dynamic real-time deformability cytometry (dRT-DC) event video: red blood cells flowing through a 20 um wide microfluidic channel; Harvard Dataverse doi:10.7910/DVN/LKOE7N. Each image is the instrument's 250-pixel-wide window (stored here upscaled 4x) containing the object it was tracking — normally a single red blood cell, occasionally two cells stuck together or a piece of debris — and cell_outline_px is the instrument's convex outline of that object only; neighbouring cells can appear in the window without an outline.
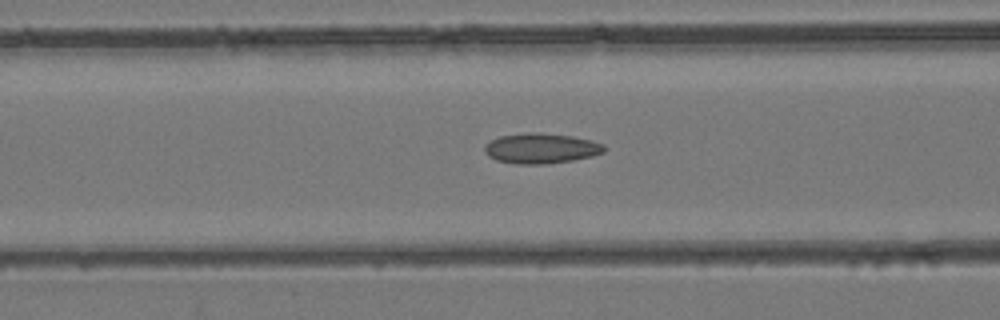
{"species": "common noctule bat (a hibernating species)", "species_latin": "Nyctalus noctula", "temperature_condition": "room temperature", "stored_images_in_passage": 42, "camera_frame_rate_fps": 3000, "um_per_image_px": 0.085, "animal": {"sex": "female", "body_mass_g": 24.6, "forearm_length_mm": 56.2}, "frame": {"image": 1, "passage_image": 17, "time_ms": 5.333, "image_size_px": [1000, 320], "cell_outline_px": [[604, 152], [592, 156], [572, 160], [544, 164], [516, 164], [496, 160], [488, 156], [484, 152], [484, 144], [500, 136], [528, 132], [540, 132], [572, 136], [592, 140], [604, 144]], "centroid_in_image_um": [45.97, 12.6], "position_along_channel_um": 120.6, "area_um2": 21.15}}
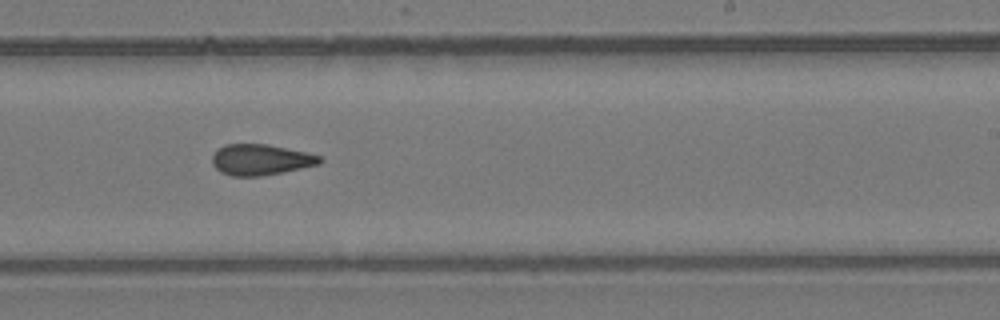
{"frame": {"image": 2, "passage_image": 27, "time_ms": 8.667, "image_size_px": [1000, 320], "cell_outline_px": [[324, 160], [320, 164], [260, 176], [232, 176], [220, 172], [212, 164], [212, 156], [224, 144], [268, 144], [308, 152], [320, 156]], "centroid_in_image_um": [22.17, 13.56], "position_along_channel_um": 266.8, "area_um2": 19.31}}
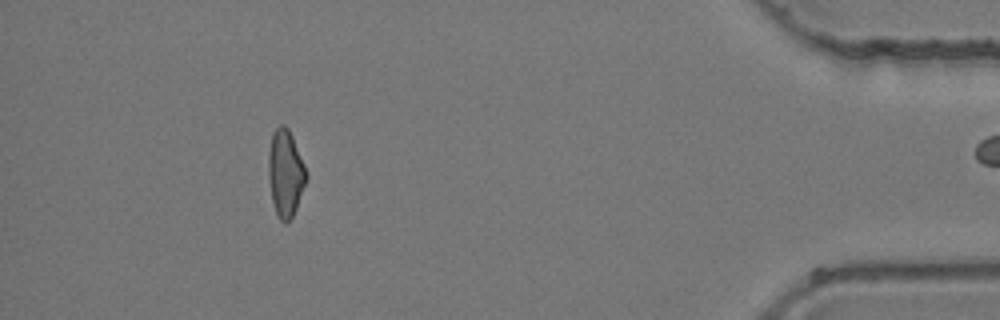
{"frame": {"image": 3, "passage_image": 41, "time_ms": 13.333, "image_size_px": [1000, 320], "cell_outline_px": [[308, 176], [296, 208], [292, 216], [288, 220], [280, 220], [276, 212], [272, 200], [268, 176], [268, 152], [272, 132], [280, 124], [284, 124], [288, 128], [292, 136], [308, 172]], "centroid_in_image_um": [24.26, 14.66], "position_along_channel_um": 410.9, "area_um2": 19.07}}